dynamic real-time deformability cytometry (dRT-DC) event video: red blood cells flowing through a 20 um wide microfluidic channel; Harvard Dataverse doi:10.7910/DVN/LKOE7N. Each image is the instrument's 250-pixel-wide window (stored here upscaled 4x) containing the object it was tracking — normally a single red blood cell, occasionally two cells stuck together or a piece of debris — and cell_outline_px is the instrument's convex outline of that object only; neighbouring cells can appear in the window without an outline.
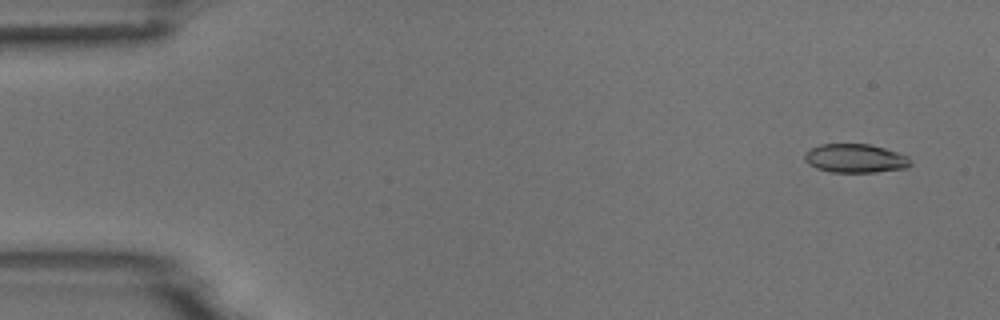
{"species": "common noctule bat (a hibernating species)", "species_latin": "Nyctalus noctula", "temperature_condition": "room temperature", "stored_images_in_passage": 9, "camera_frame_rate_fps": 3000, "um_per_image_px": 0.085, "animal": {"sex": "male", "body_mass_g": 18.8}, "frame": {"image": 1, "passage_image": 1, "time_ms": 0.0, "image_size_px": [1000, 320], "cell_outline_px": [[912, 164], [904, 168], [876, 172], [832, 172], [816, 168], [808, 164], [804, 160], [804, 152], [820, 144], [868, 144], [884, 148], [908, 156]], "centroid_in_image_um": [72.67, 13.46], "position_along_channel_um": 12.3, "area_um2": 17.69}}
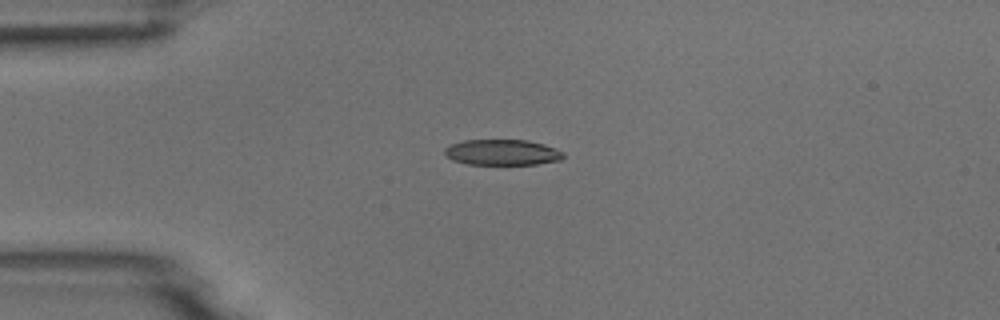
{"frame": {"image": 2, "passage_image": 4, "time_ms": 3.333, "image_size_px": [1000, 320], "cell_outline_px": [[564, 156], [560, 160], [536, 164], [468, 164], [452, 160], [444, 156], [444, 148], [452, 144], [464, 140], [528, 140], [544, 144], [556, 148], [564, 152]], "centroid_in_image_um": [42.68, 12.94], "position_along_channel_um": 42.3, "area_um2": 17.86}}